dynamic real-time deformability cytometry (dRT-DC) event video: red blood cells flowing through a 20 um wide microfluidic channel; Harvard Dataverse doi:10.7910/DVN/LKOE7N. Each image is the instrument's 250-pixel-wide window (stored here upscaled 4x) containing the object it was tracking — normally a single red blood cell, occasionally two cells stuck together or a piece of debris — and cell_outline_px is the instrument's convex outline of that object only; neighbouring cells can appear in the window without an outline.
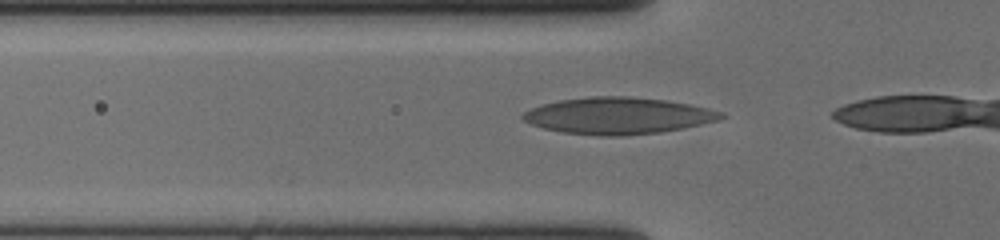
{"species": "human", "species_latin": "Homo sapiens", "temperature_condition": "cold", "stored_images_in_passage": 5, "camera_frame_rate_fps": 3000, "um_per_image_px": 0.085, "donor": {"sex": "female"}, "frame": {"image": 1, "passage_image": 2, "time_ms": 0.333, "image_size_px": [1000, 240], "cell_outline_px": [[728, 116], [720, 120], [684, 128], [660, 132], [620, 136], [600, 136], [564, 132], [544, 128], [532, 124], [524, 120], [520, 116], [524, 112], [532, 108], [544, 104], [560, 100], [592, 96], [628, 96], [668, 100], [708, 108], [724, 112]], "centroid_in_image_um": [52.6, 9.83], "position_along_channel_um": 73.2, "area_um2": 42.37}}